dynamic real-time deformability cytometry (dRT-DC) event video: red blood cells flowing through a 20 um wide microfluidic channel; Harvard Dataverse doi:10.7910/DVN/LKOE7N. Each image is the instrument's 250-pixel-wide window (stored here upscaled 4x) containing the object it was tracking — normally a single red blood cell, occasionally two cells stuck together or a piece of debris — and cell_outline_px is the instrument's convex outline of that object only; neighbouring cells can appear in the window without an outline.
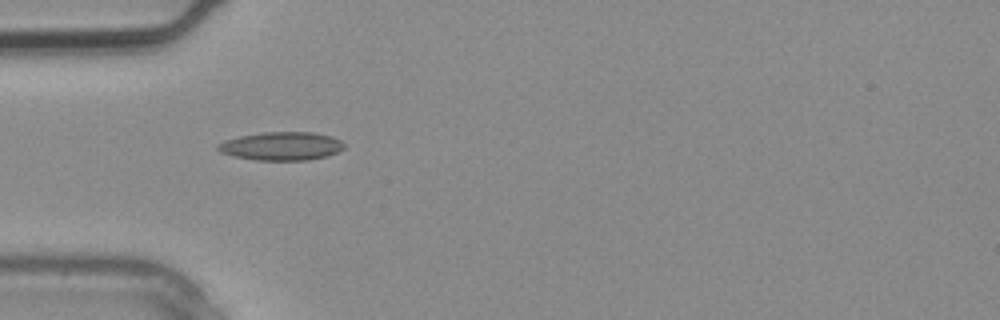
{"species": "common noctule bat (a hibernating species)", "species_latin": "Nyctalus noctula", "temperature_condition": "warm", "stored_images_in_passage": 1, "camera_frame_rate_fps": 3000, "um_per_image_px": 0.085, "animal": {"sex": "male", "body_mass_g": 20.4}, "frame": {"image": 1, "passage_image": 1, "time_ms": 0.0, "image_size_px": [1000, 320], "cell_outline_px": [[344, 148], [328, 156], [308, 160], [256, 160], [232, 156], [220, 152], [216, 148], [216, 144], [224, 140], [240, 136], [264, 132], [312, 132], [332, 136], [340, 140], [344, 144]], "centroid_in_image_um": [23.9, 12.42], "position_along_channel_um": 61.1, "area_um2": 20.98}}